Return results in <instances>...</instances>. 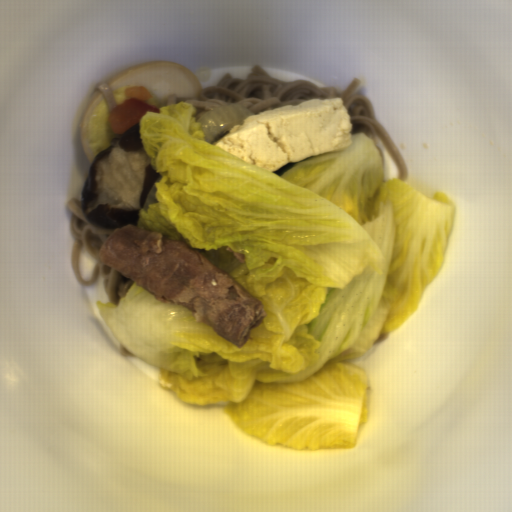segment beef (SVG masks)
Listing matches in <instances>:
<instances>
[{
	"instance_id": "835553da",
	"label": "beef",
	"mask_w": 512,
	"mask_h": 512,
	"mask_svg": "<svg viewBox=\"0 0 512 512\" xmlns=\"http://www.w3.org/2000/svg\"><path fill=\"white\" fill-rule=\"evenodd\" d=\"M226 249H227V251H230L234 254V256L236 257V259L238 260L239 263H243V264L246 263L244 253L233 251L229 245L226 247Z\"/></svg>"
},
{
	"instance_id": "33117281",
	"label": "beef",
	"mask_w": 512,
	"mask_h": 512,
	"mask_svg": "<svg viewBox=\"0 0 512 512\" xmlns=\"http://www.w3.org/2000/svg\"><path fill=\"white\" fill-rule=\"evenodd\" d=\"M99 258L158 301L184 306L240 349L265 319L261 301L233 275L180 241L139 225L110 233Z\"/></svg>"
}]
</instances>
